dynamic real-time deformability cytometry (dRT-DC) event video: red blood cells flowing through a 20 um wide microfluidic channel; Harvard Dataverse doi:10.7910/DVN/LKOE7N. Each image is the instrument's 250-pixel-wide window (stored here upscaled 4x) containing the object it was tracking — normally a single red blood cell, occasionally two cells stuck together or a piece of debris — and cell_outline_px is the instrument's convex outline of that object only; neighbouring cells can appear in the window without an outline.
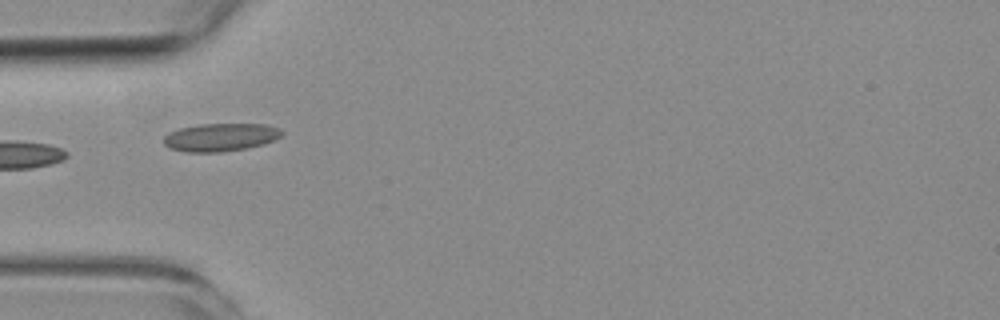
{"species": "common noctule bat (a hibernating species)", "species_latin": "Nyctalus noctula", "temperature_condition": "room temperature", "stored_images_in_passage": 5, "camera_frame_rate_fps": 3000, "um_per_image_px": 0.085, "animal": {"sex": "female", "body_mass_g": 19.3, "forearm_length_mm": 54.1}, "frame": {"image": 1, "passage_image": 4, "time_ms": 4.333, "image_size_px": [1000, 320], "cell_outline_px": [[284, 132], [280, 136], [272, 140], [260, 144], [244, 148], [220, 152], [188, 152], [172, 148], [164, 144], [164, 136], [168, 132], [180, 128], [200, 124], [264, 124], [280, 128]], "centroid_in_image_um": [18.72, 11.65], "position_along_channel_um": 66.3, "area_um2": 18.96}}
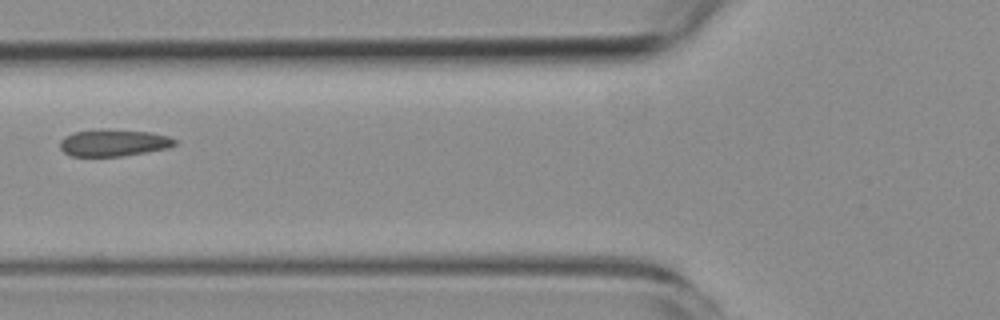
{"frame": {"image": 2, "passage_image": 5, "time_ms": 5.667, "image_size_px": [1000, 320], "cell_outline_px": [[176, 144], [168, 148], [120, 156], [72, 156], [64, 152], [60, 148], [60, 140], [76, 132], [100, 128], [108, 128], [148, 132], [168, 136], [176, 140]], "centroid_in_image_um": [9.65, 12.12], "position_along_channel_um": 116.2, "area_um2": 17.92}}